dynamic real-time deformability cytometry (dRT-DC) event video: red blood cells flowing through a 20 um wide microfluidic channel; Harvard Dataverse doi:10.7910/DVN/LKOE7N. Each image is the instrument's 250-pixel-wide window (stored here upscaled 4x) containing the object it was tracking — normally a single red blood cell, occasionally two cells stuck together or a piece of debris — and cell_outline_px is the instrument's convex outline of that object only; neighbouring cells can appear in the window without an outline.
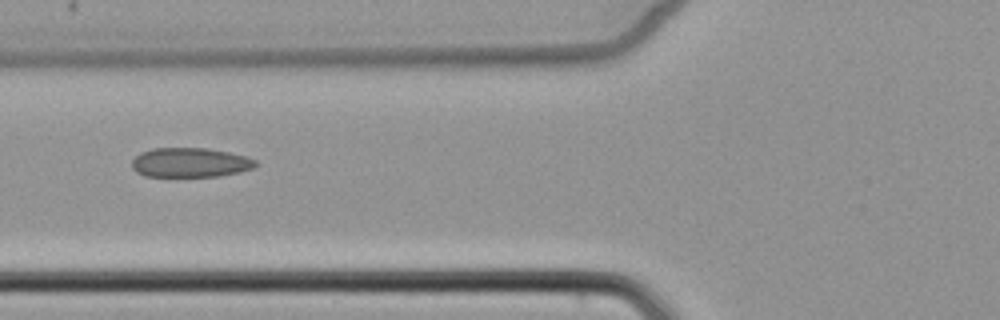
{"species": "common noctule bat (a hibernating species)", "species_latin": "Nyctalus noctula", "temperature_condition": "cold", "stored_images_in_passage": 3, "camera_frame_rate_fps": 3000, "um_per_image_px": 0.085, "animal": {"sex": "female", "body_mass_g": 22.7, "forearm_length_mm": 54.2}, "frame": {"image": 1, "passage_image": 3, "time_ms": 2.333, "image_size_px": [1000, 320], "cell_outline_px": [[256, 164], [252, 168], [240, 172], [220, 176], [144, 176], [136, 172], [132, 168], [132, 160], [140, 152], [152, 148], [208, 148], [248, 156], [256, 160]], "centroid_in_image_um": [16.15, 13.81], "position_along_channel_um": 109.6, "area_um2": 21.33}}